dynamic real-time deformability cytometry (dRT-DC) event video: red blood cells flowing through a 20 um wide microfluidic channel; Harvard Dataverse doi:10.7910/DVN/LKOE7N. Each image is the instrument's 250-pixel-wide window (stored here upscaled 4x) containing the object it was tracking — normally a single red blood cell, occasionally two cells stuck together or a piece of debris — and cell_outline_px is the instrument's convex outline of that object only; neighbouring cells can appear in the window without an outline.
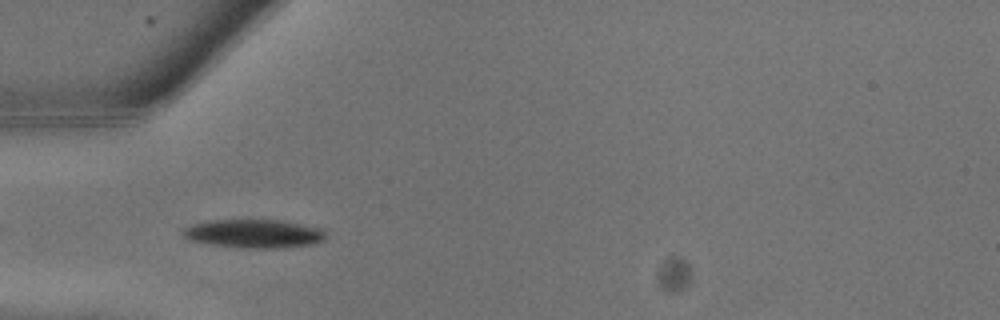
{"species": "common noctule bat (a hibernating species)", "species_latin": "Nyctalus noctula", "temperature_condition": "warm", "stored_images_in_passage": 15, "camera_frame_rate_fps": 3000, "um_per_image_px": 0.085, "animal": {"sex": "male", "body_mass_g": 13.3}, "frame": {"image": 1, "passage_image": 2, "time_ms": 0.333, "image_size_px": [1000, 320], "cell_outline_px": [[324, 240], [312, 244], [276, 248], [244, 248], [208, 244], [188, 240], [184, 236], [184, 228], [192, 224], [212, 220], [284, 220], [324, 228]], "centroid_in_image_um": [21.6, 19.85], "position_along_channel_um": 63.4, "area_um2": 23.81}}
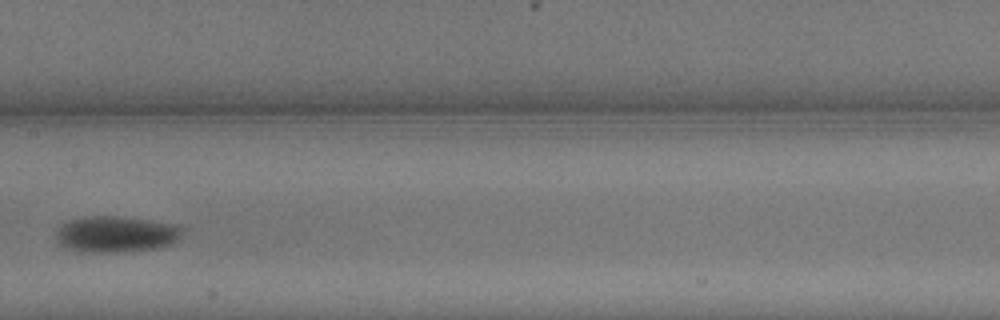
{"frame": {"image": 2, "passage_image": 7, "time_ms": 2.0, "image_size_px": [1000, 320], "cell_outline_px": [[184, 236], [180, 240], [172, 244], [156, 248], [116, 252], [92, 252], [68, 248], [60, 244], [56, 240], [56, 232], [68, 220], [84, 216], [120, 216], [176, 224], [184, 228]], "centroid_in_image_um": [9.94, 19.89], "position_along_channel_um": 197.5, "area_um2": 26.76}}
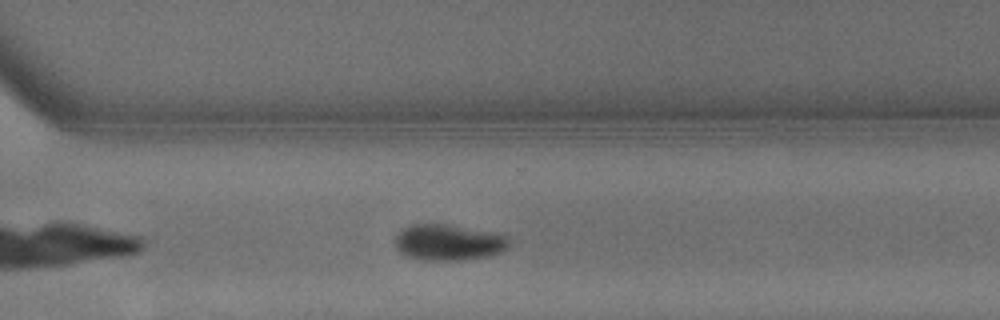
{"frame": {"image": 3, "passage_image": 12, "time_ms": 3.667, "image_size_px": [1000, 320], "cell_outline_px": [[512, 244], [508, 248], [500, 252], [488, 256], [464, 260], [424, 260], [404, 256], [396, 248], [396, 236], [404, 228], [412, 224], [448, 224], [496, 232], [508, 236]], "centroid_in_image_um": [38.18, 20.6], "position_along_channel_um": 332.4, "area_um2": 24.28}}